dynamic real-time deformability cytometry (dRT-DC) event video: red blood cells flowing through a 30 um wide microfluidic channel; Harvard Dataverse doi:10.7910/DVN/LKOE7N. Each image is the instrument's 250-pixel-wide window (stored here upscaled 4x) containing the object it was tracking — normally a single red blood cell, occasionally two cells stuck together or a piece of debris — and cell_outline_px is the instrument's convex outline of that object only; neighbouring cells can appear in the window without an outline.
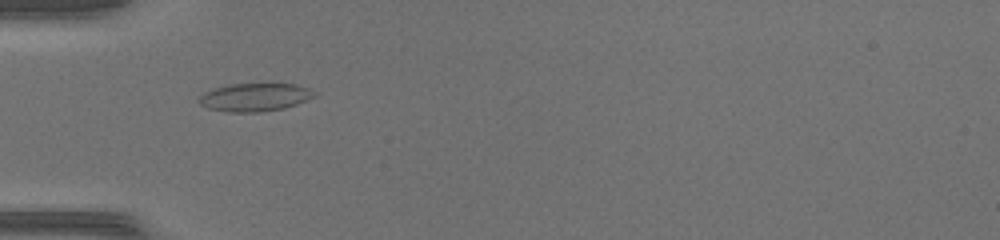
{"species": "common noctule bat (a hibernating species)", "species_latin": "Nyctalus noctula", "temperature_condition": "warm", "stored_images_in_passage": 33, "camera_frame_rate_fps": 3000, "um_per_image_px": 0.085, "animal": {"sex": "female", "body_mass_g": 17.0, "forearm_length_mm": 48.0}, "frame": {"image": 1, "passage_image": 1, "time_ms": 0.0, "image_size_px": [1000, 240], "cell_outline_px": [[320, 92], [316, 96], [308, 100], [284, 108], [260, 112], [228, 112], [208, 108], [200, 104], [200, 96], [204, 92], [228, 84], [296, 84]], "centroid_in_image_um": [21.72, 8.26], "position_along_channel_um": 63.3, "area_um2": 18.9}}
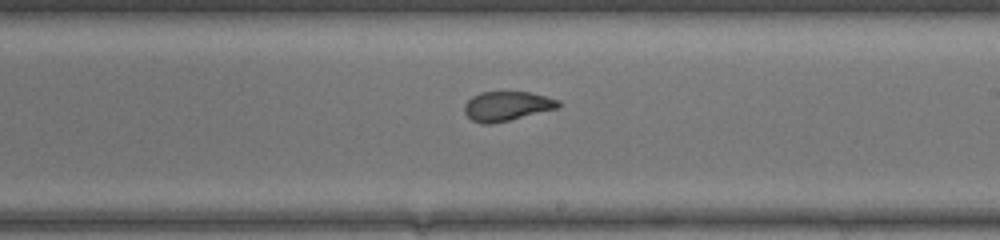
{"frame": {"image": 2, "passage_image": 14, "time_ms": 4.333, "image_size_px": [1000, 240], "cell_outline_px": [[560, 108], [492, 124], [480, 124], [472, 120], [464, 112], [464, 104], [472, 96], [480, 92], [528, 92], [560, 100]], "centroid_in_image_um": [43.08, 9.02], "position_along_channel_um": 245.9, "area_um2": 16.18}}
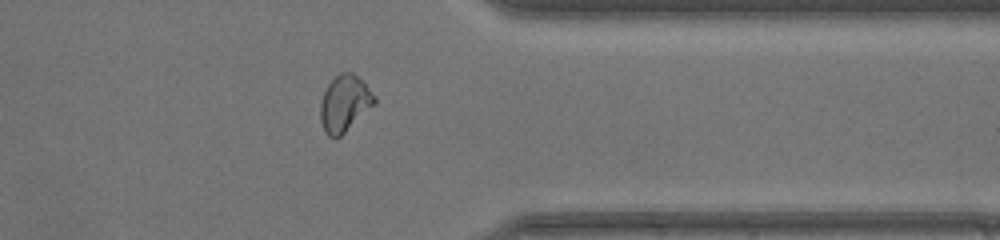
{"frame": {"image": 3, "passage_image": 24, "time_ms": 7.667, "image_size_px": [1000, 240], "cell_outline_px": [[376, 104], [336, 140], [328, 136], [324, 132], [320, 120], [320, 104], [324, 92], [328, 84], [340, 72], [352, 72], [376, 96]], "centroid_in_image_um": [29.28, 8.83], "position_along_channel_um": 382.1, "area_um2": 17.8}, "authors_computed_cell_mechanics": {"area_um2": 17.5134, "velocity_mm_per_s": 4.2759, "shape_relaxation_time_tau1_ms": null, "shape_relaxation_time_tau2_ms": 0.6577, "deformation_change_tau1": null, "deformation_change_tau2": 0.0494}}